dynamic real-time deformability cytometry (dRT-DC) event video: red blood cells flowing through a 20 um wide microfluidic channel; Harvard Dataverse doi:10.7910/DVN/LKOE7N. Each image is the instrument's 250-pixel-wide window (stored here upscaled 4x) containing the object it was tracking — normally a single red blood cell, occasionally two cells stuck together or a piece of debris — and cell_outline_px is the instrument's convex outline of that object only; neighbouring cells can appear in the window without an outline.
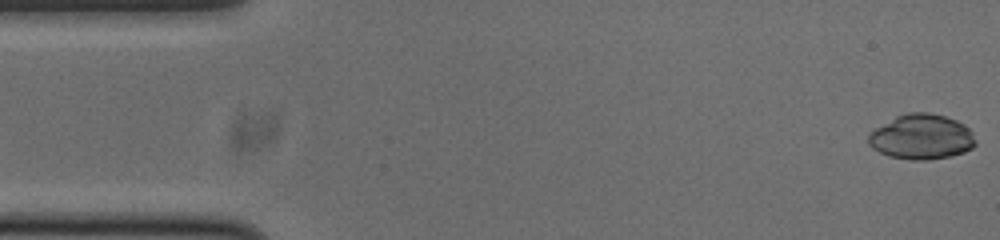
{"species": "common noctule bat (a hibernating species)", "species_latin": "Nyctalus noctula", "temperature_condition": "cold", "stored_images_in_passage": 53, "camera_frame_rate_fps": 3000, "um_per_image_px": 0.085, "animal": {"sex": "male", "body_mass_g": 20.0, "forearm_length_mm": 53.3}, "frame": {"image": 1, "passage_image": 1, "time_ms": 0.0, "image_size_px": [1000, 240], "cell_outline_px": [[976, 144], [972, 148], [964, 152], [952, 156], [928, 160], [912, 160], [888, 156], [872, 148], [868, 144], [868, 136], [876, 128], [896, 116], [908, 112], [928, 112], [944, 116], [956, 120], [968, 128], [972, 132], [976, 140]], "centroid_in_image_um": [78.34, 11.64], "position_along_channel_um": 6.7, "area_um2": 28.15}}
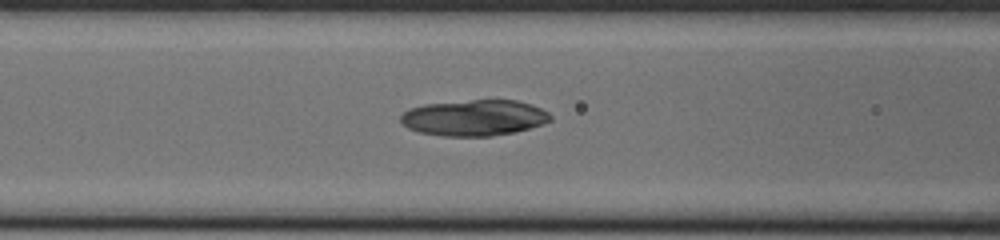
{"frame": {"image": 2, "passage_image": 20, "time_ms": 6.333, "image_size_px": [1000, 240], "cell_outline_px": [[552, 120], [544, 124], [512, 132], [492, 136], [444, 136], [420, 132], [408, 128], [400, 120], [400, 116], [404, 112], [412, 108], [424, 104], [472, 100], [516, 100], [532, 104], [548, 112], [552, 116]], "centroid_in_image_um": [40.34, 10.01], "position_along_channel_um": 126.3, "area_um2": 31.27}}
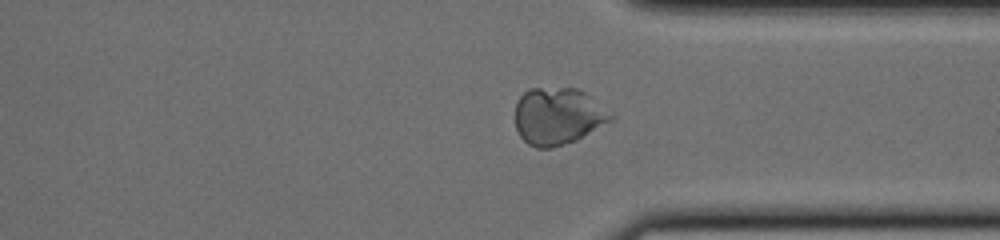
{"frame": {"image": 3, "passage_image": 39, "time_ms": 12.667, "image_size_px": [1000, 240], "cell_outline_px": [[616, 116], [612, 120], [576, 140], [552, 148], [536, 148], [528, 144], [520, 136], [516, 128], [516, 104], [520, 96], [528, 88], [576, 88], [592, 96]], "centroid_in_image_um": [47.44, 9.87], "position_along_channel_um": 364.0, "area_um2": 31.91}}